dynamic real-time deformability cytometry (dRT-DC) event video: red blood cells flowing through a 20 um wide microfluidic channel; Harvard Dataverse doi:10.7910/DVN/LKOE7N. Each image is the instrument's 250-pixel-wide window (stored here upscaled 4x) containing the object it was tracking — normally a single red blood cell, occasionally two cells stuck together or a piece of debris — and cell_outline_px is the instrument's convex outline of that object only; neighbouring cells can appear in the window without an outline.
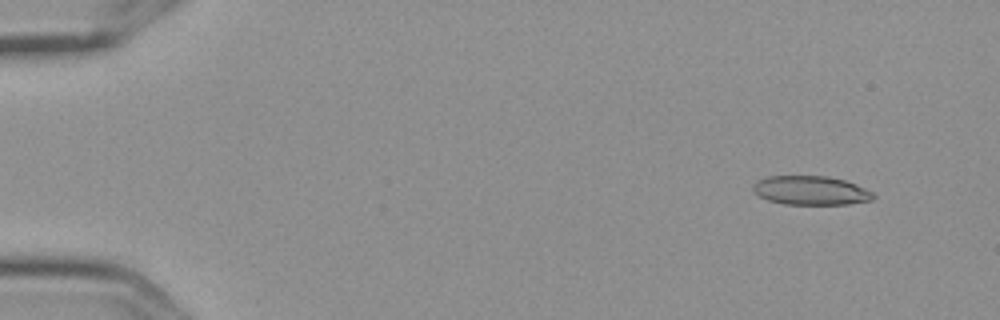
{"species": "Egyptian fruit bat (a non-hibernating species)", "species_latin": "Rousettus aegyptiacus", "temperature_condition": "cold", "stored_images_in_passage": 4, "camera_frame_rate_fps": 3000, "um_per_image_px": 0.085, "frame": {"image": 1, "passage_image": 1, "time_ms": 0.0, "image_size_px": [1000, 320], "cell_outline_px": [[876, 196], [872, 200], [848, 204], [784, 204], [768, 200], [752, 192], [752, 184], [756, 180], [768, 176], [828, 176], [844, 180], [856, 184], [872, 192]], "centroid_in_image_um": [68.88, 16.18], "position_along_channel_um": 16.1, "area_um2": 20.4}}
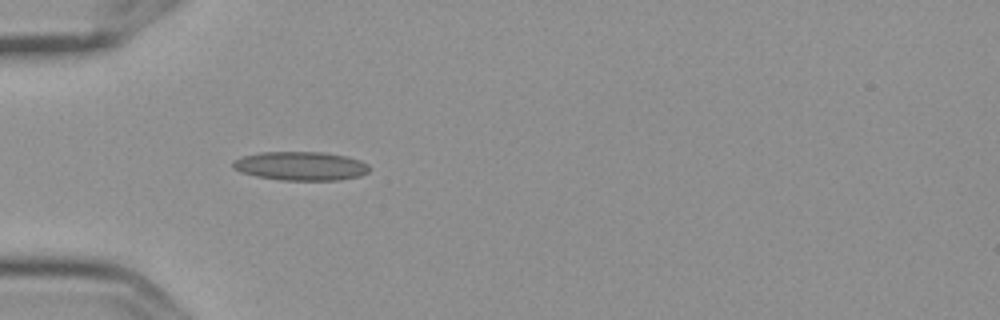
{"frame": {"image": 2, "passage_image": 4, "time_ms": 1.0, "image_size_px": [1000, 320], "cell_outline_px": [[368, 172], [360, 176], [340, 180], [280, 180], [256, 176], [240, 172], [232, 168], [232, 164], [240, 156], [260, 152], [324, 152], [348, 156], [360, 160], [368, 164]], "centroid_in_image_um": [25.55, 14.11], "position_along_channel_um": 59.4, "area_um2": 23.06}}